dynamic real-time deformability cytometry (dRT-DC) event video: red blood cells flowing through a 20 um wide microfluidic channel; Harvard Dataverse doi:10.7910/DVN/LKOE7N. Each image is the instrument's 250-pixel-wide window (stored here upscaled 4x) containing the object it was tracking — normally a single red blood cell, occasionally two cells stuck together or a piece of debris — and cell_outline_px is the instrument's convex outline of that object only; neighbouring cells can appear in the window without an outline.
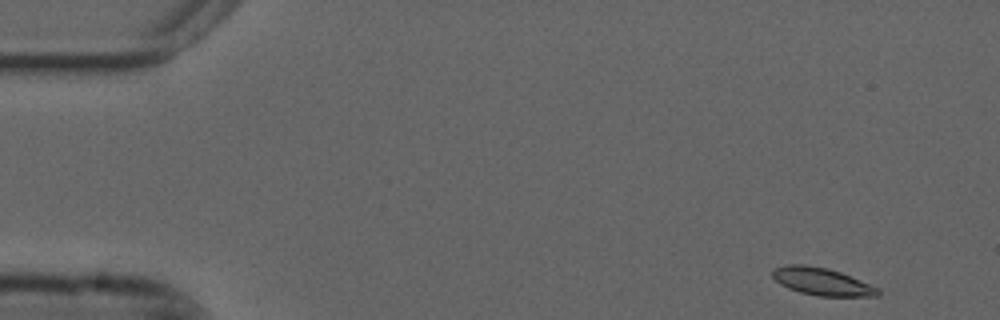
{"species": "common noctule bat (a hibernating species)", "species_latin": "Nyctalus noctula", "temperature_condition": "cold", "stored_images_in_passage": 52, "camera_frame_rate_fps": 3000, "um_per_image_px": 0.085, "animal": {"sex": "male", "forearm_length_mm": 52.5}, "frame": {"image": 1, "passage_image": 1, "time_ms": 0.0, "image_size_px": [1000, 320], "cell_outline_px": [[880, 296], [816, 296], [800, 292], [788, 288], [780, 284], [772, 276], [772, 268], [788, 264], [804, 264], [828, 268], [840, 272], [880, 288]], "centroid_in_image_um": [69.85, 23.93], "position_along_channel_um": 15.1, "area_um2": 16.99}}
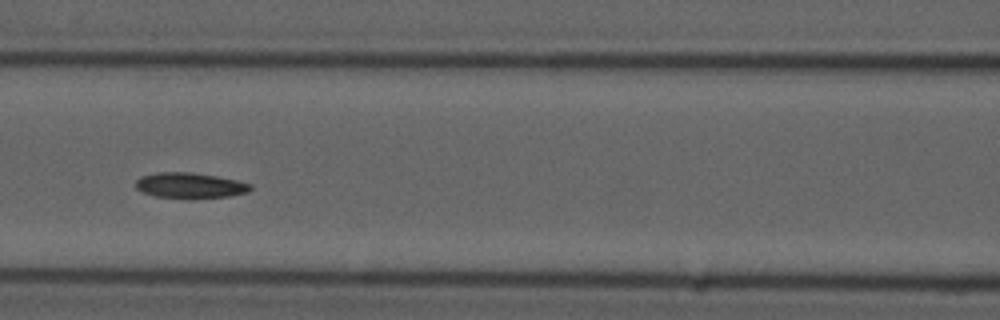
{"frame": {"image": 2, "passage_image": 21, "time_ms": 6.667, "image_size_px": [1000, 320], "cell_outline_px": [[252, 188], [248, 192], [228, 196], [156, 196], [144, 192], [136, 188], [136, 180], [140, 176], [156, 172], [192, 172], [216, 176], [236, 180], [252, 184]], "centroid_in_image_um": [16.14, 15.71], "position_along_channel_um": 150.5, "area_um2": 16.36}}
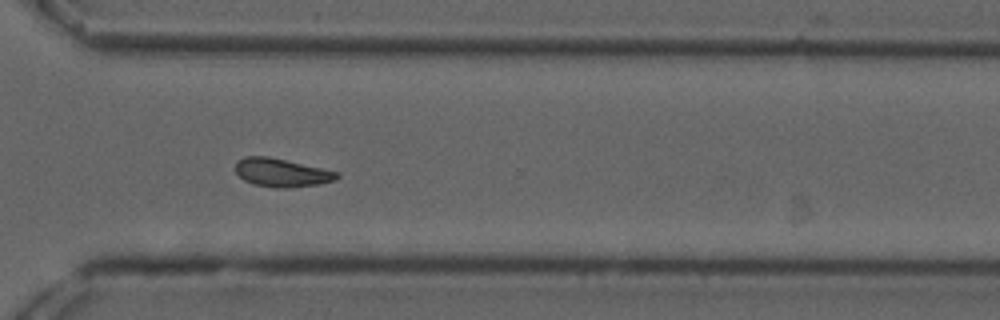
{"frame": {"image": 3, "passage_image": 37, "time_ms": 12.0, "image_size_px": [1000, 320], "cell_outline_px": [[340, 176], [336, 180], [320, 184], [284, 188], [276, 188], [252, 184], [244, 180], [236, 172], [236, 160], [244, 156], [268, 156], [340, 172]], "centroid_in_image_um": [23.94, 14.67], "position_along_channel_um": 346.7, "area_um2": 16.88}}